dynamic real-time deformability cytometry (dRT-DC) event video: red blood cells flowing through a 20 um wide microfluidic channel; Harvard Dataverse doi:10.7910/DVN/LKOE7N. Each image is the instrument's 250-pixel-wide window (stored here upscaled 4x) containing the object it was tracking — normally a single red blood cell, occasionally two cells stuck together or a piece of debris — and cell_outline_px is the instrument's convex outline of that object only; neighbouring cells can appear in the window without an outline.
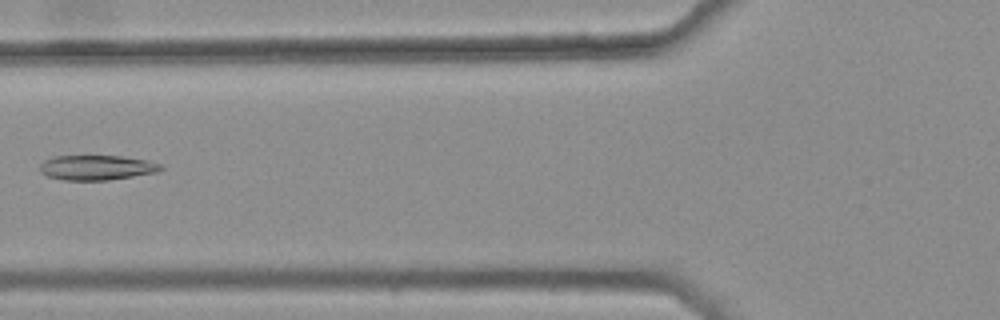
{"species": "common noctule bat (a hibernating species)", "species_latin": "Nyctalus noctula", "temperature_condition": "warm", "stored_images_in_passage": 7, "camera_frame_rate_fps": 3000, "um_per_image_px": 0.085, "animal": {"sex": "female", "body_mass_g": 25.1}, "frame": {"image": 1, "passage_image": 6, "time_ms": 1.667, "image_size_px": [1000, 320], "cell_outline_px": [[164, 168], [156, 172], [108, 180], [64, 180], [48, 176], [40, 172], [40, 164], [44, 160], [52, 156], [120, 156], [148, 160], [160, 164]], "centroid_in_image_um": [8.19, 14.24], "position_along_channel_um": 117.6, "area_um2": 17.46}}
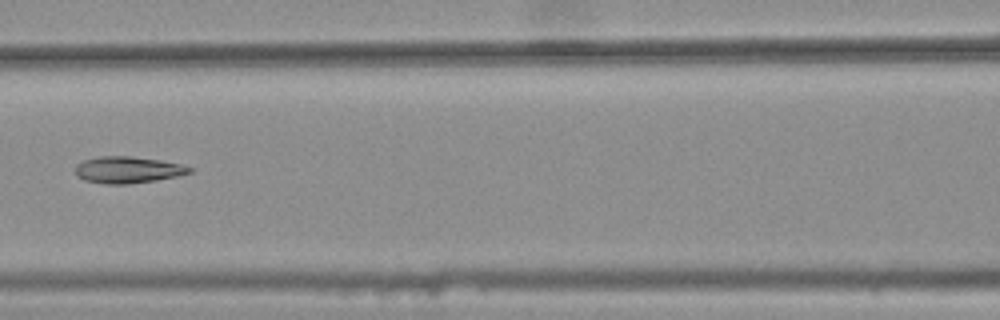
{"frame": {"image": 2, "passage_image": 7, "time_ms": 2.0, "image_size_px": [1000, 320], "cell_outline_px": [[192, 172], [176, 176], [156, 180], [128, 184], [104, 184], [84, 180], [76, 176], [76, 164], [84, 160], [100, 156], [132, 156], [160, 160], [180, 164], [192, 168]], "centroid_in_image_um": [10.83, 14.43], "position_along_channel_um": 155.8, "area_um2": 17.69}}